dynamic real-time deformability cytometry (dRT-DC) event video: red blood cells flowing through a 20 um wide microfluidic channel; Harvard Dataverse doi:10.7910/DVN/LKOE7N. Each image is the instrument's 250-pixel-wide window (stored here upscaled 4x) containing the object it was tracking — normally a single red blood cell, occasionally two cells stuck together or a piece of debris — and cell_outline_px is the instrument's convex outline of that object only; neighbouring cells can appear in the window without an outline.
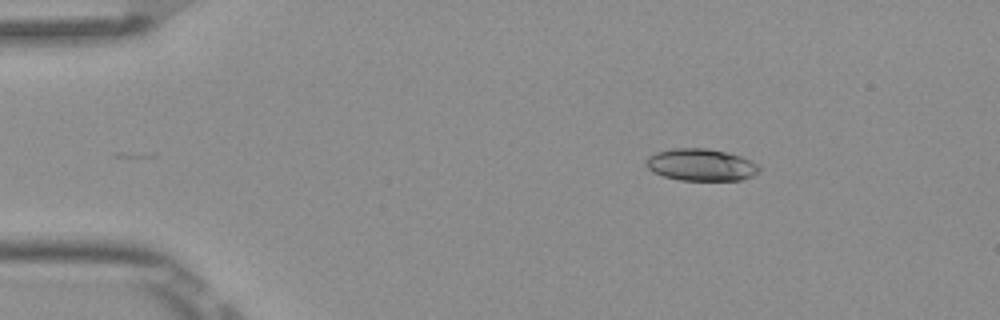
{"species": "Egyptian fruit bat (a non-hibernating species)", "species_latin": "Rousettus aegyptiacus", "temperature_condition": "room temperature", "stored_images_in_passage": 3, "camera_frame_rate_fps": 3000, "um_per_image_px": 0.085, "frame": {"image": 1, "passage_image": 3, "time_ms": 0.667, "image_size_px": [1000, 320], "cell_outline_px": [[760, 172], [752, 176], [740, 180], [680, 180], [664, 176], [652, 172], [644, 164], [648, 156], [656, 152], [672, 148], [708, 148], [728, 152], [740, 156], [756, 164], [760, 168]], "centroid_in_image_um": [59.55, 14.0], "position_along_channel_um": 25.4, "area_um2": 21.21}}